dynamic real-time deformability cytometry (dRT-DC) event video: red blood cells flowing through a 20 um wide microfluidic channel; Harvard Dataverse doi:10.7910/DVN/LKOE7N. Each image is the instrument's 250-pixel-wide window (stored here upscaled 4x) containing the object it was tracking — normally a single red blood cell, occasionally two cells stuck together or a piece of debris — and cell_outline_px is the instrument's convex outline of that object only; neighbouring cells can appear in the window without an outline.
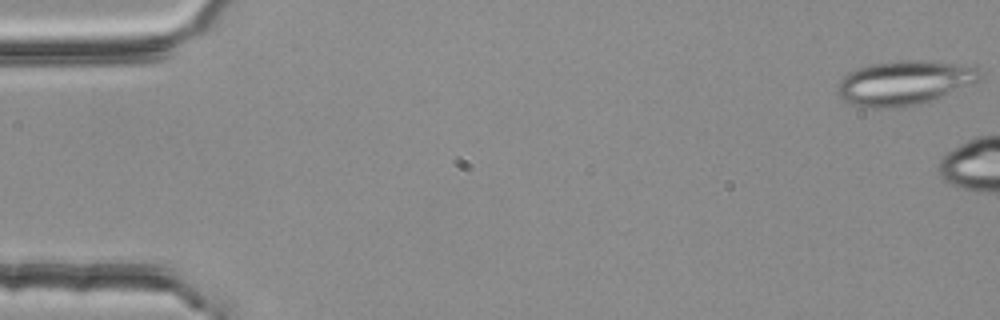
{"species": "common noctule bat (a hibernating species)", "species_latin": "Nyctalus noctula", "temperature_condition": "room temperature", "stored_images_in_passage": 5, "camera_frame_rate_fps": 3000, "um_per_image_px": 0.085, "animal": {"sex": "female", "body_mass_g": 25.1}, "frame": {"image": 1, "passage_image": 1, "time_ms": 0.0, "image_size_px": [1000, 320], "cell_outline_px": [[980, 80], [932, 100], [900, 108], [864, 108], [852, 104], [844, 100], [836, 92], [836, 84], [848, 72], [856, 68], [872, 64], [900, 60], [924, 60], [976, 64], [980, 68]], "centroid_in_image_um": [76.88, 7.02], "position_along_channel_um": 8.1, "area_um2": 37.4}}